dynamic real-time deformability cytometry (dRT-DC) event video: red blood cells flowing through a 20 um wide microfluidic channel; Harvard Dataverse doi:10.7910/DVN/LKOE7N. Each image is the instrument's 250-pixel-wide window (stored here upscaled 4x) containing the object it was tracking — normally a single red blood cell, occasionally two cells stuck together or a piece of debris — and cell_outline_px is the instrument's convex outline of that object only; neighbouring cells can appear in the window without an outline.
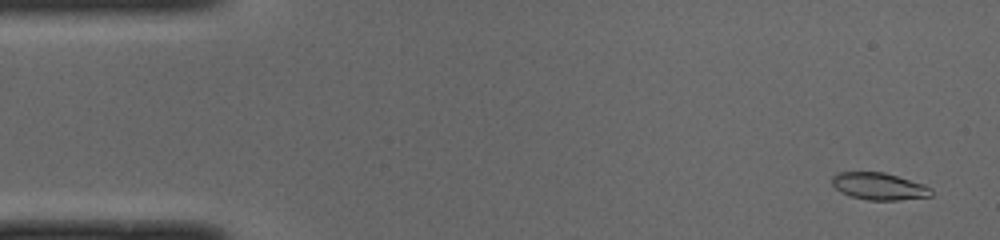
{"species": "common noctule bat (a hibernating species)", "species_latin": "Nyctalus noctula", "temperature_condition": "cold", "stored_images_in_passage": 50, "camera_frame_rate_fps": 3000, "um_per_image_px": 0.085, "animal": {"sex": "male", "body_mass_g": 19.0, "forearm_length_mm": 50.8}, "frame": {"image": 1, "passage_image": 3, "time_ms": 0.667, "image_size_px": [1000, 240], "cell_outline_px": [[932, 196], [900, 200], [868, 200], [852, 196], [840, 192], [832, 184], [832, 176], [836, 172], [884, 172], [924, 184], [932, 188]], "centroid_in_image_um": [74.72, 15.83], "position_along_channel_um": 10.3, "area_um2": 15.72}}
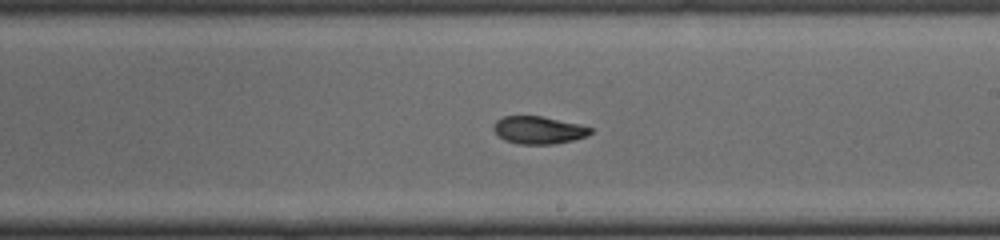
{"frame": {"image": 2, "passage_image": 29, "time_ms": 9.333, "image_size_px": [1000, 240], "cell_outline_px": [[592, 132], [588, 136], [572, 140], [552, 144], [520, 144], [504, 140], [492, 128], [492, 124], [496, 120], [504, 116], [540, 116], [580, 124], [592, 128]], "centroid_in_image_um": [45.77, 11.05], "position_along_channel_um": 243.2, "area_um2": 15.55}}
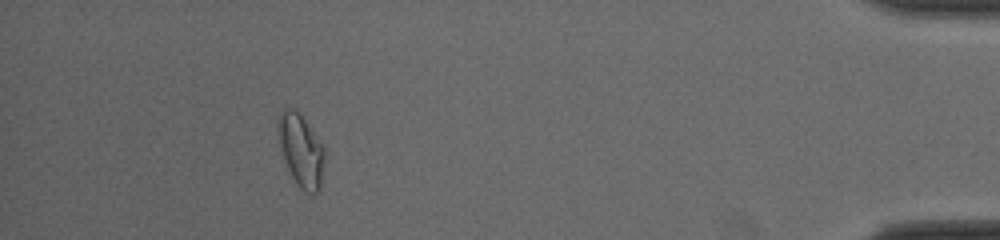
{"frame": {"image": 3, "passage_image": 46, "time_ms": 15.0, "image_size_px": [1000, 240], "cell_outline_px": [[324, 160], [320, 188], [312, 196], [304, 192], [288, 176], [284, 168], [276, 132], [276, 120], [280, 112], [284, 108], [292, 108], [304, 120], [324, 144]], "centroid_in_image_um": [25.52, 12.83], "position_along_channel_um": 409.7, "area_um2": 20.52}, "authors_computed_cell_mechanics": {"area_um2": 16.184, "velocity_mm_per_s": 4.0114, "shape_relaxation_time_tau1_ms": 6.7365, "shape_relaxation_time_tau2_ms": 5.3323, "deformation_change_tau1": 0.206, "deformation_change_tau2": 0.076}}